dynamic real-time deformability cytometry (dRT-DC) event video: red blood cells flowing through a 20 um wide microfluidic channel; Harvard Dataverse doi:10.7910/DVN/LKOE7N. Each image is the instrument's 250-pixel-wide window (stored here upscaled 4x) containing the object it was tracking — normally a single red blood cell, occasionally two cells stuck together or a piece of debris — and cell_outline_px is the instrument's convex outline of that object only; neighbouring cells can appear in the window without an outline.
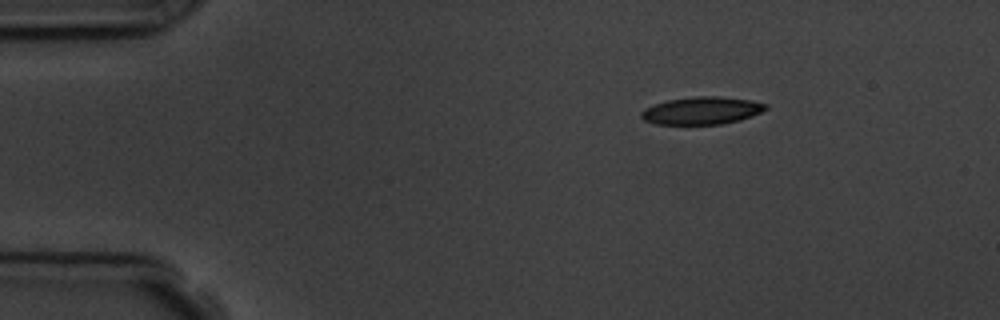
{"species": "common noctule bat (a hibernating species)", "species_latin": "Nyctalus noctula", "temperature_condition": "room temperature", "stored_images_in_passage": 4, "segment_of_instrument_passage": [1, 2], "camera_frame_rate_fps": 3000, "um_per_image_px": 0.085, "animal": {"sex": "male", "body_mass_g": 19.5, "forearm_length_mm": 54.6}, "frame": {"image": 1, "passage_image": 1, "time_ms": 0.0, "image_size_px": [1000, 320], "cell_outline_px": [[768, 108], [752, 116], [740, 120], [720, 124], [656, 124], [644, 120], [640, 116], [640, 112], [644, 108], [652, 104], [668, 100], [696, 96], [720, 96], [752, 100], [768, 104]], "centroid_in_image_um": [59.64, 9.39], "position_along_channel_um": 25.4, "area_um2": 20.11}}